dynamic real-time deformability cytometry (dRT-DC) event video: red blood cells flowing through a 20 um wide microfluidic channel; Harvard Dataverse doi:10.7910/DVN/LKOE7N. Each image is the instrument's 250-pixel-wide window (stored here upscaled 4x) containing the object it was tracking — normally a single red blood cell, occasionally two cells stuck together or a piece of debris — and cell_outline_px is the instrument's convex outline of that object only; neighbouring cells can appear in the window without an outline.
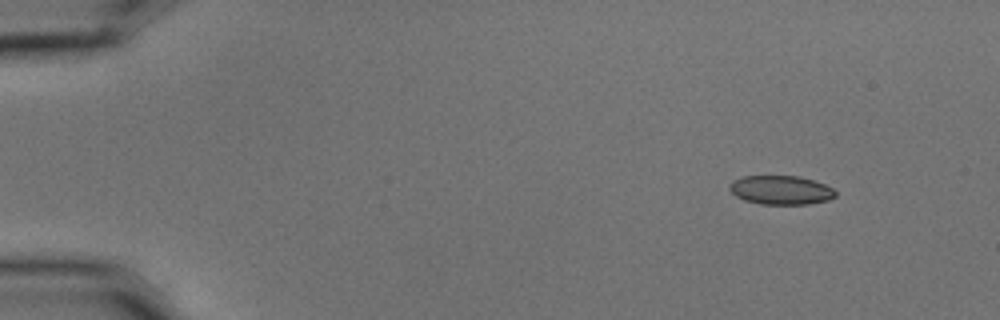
{"species": "common noctule bat (a hibernating species)", "species_latin": "Nyctalus noctula", "temperature_condition": "cold", "stored_images_in_passage": 3, "camera_frame_rate_fps": 3000, "um_per_image_px": 0.085, "animal": {"sex": "male", "body_mass_g": 15.6}, "frame": {"image": 1, "passage_image": 1, "time_ms": 0.0, "image_size_px": [1000, 320], "cell_outline_px": [[836, 196], [828, 200], [808, 204], [760, 204], [744, 200], [736, 196], [728, 188], [732, 180], [744, 176], [800, 176], [824, 184], [832, 188], [836, 192]], "centroid_in_image_um": [66.36, 16.15], "position_along_channel_um": 18.6, "area_um2": 17.86}}